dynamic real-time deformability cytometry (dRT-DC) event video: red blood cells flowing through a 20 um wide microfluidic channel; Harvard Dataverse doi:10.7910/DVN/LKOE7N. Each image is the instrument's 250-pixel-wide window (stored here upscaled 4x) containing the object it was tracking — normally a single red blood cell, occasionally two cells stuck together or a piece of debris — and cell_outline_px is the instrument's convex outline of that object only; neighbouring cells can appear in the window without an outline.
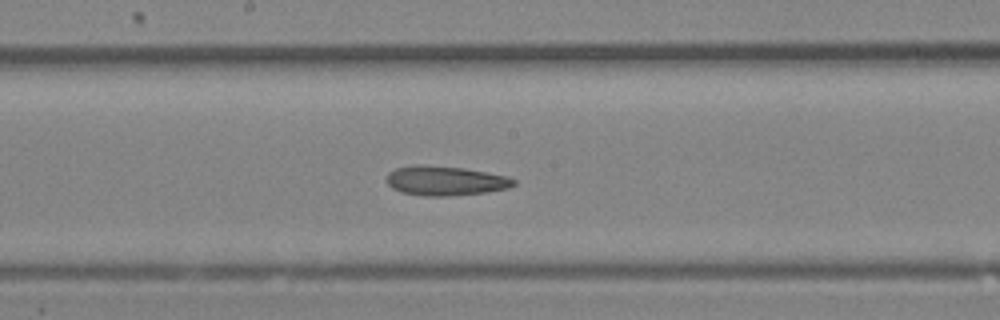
{"species": "Egyptian fruit bat (a non-hibernating species)", "species_latin": "Rousettus aegyptiacus", "temperature_condition": "room temperature", "stored_images_in_passage": 19, "camera_frame_rate_fps": 3000, "um_per_image_px": 0.085, "animal": {"sex": "female"}, "frame": {"image": 1, "passage_image": 14, "time_ms": 4.333, "image_size_px": [1000, 320], "cell_outline_px": [[516, 184], [508, 188], [484, 192], [452, 196], [424, 196], [400, 192], [392, 188], [384, 180], [388, 172], [396, 168], [412, 164], [420, 164], [464, 168], [488, 172], [508, 176], [516, 180]], "centroid_in_image_um": [37.81, 15.35], "position_along_channel_um": 210.4, "area_um2": 22.2}}
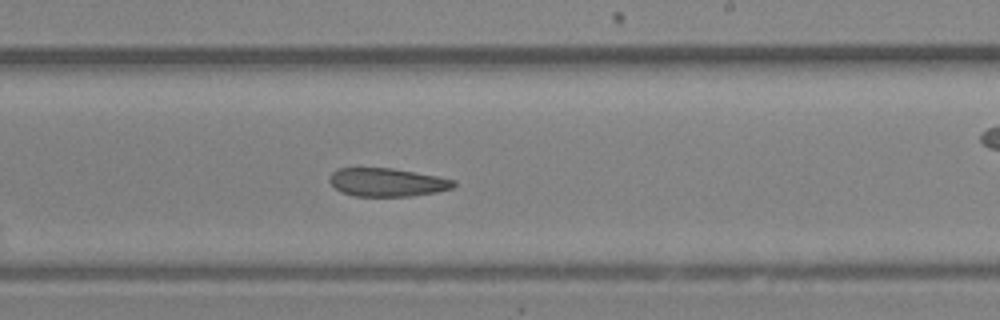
{"frame": {"image": 2, "passage_image": 16, "time_ms": 5.0, "image_size_px": [1000, 320], "cell_outline_px": [[456, 184], [452, 188], [436, 192], [412, 196], [352, 196], [340, 192], [328, 180], [328, 176], [336, 168], [392, 168], [436, 176], [456, 180]], "centroid_in_image_um": [32.87, 15.49], "position_along_channel_um": 256.1, "area_um2": 20.58}}